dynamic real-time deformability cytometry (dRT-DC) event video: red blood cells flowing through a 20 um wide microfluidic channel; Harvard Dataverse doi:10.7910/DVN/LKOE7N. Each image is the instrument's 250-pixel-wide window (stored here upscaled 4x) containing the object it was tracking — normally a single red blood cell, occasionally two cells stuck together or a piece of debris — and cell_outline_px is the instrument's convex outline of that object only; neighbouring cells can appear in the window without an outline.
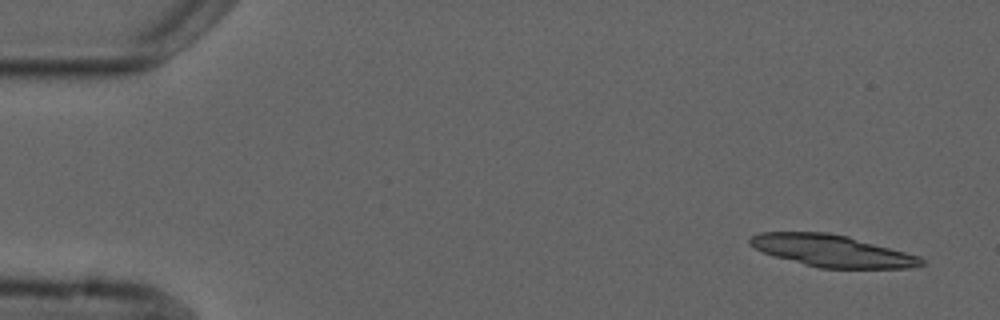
{"species": "common noctule bat (a hibernating species)", "species_latin": "Nyctalus noctula", "temperature_condition": "cold", "stored_images_in_passage": 5, "camera_frame_rate_fps": 3000, "um_per_image_px": 0.085, "animal": {"sex": "male", "forearm_length_mm": 52.5}, "frame": {"image": 1, "passage_image": 1, "time_ms": 0.0, "image_size_px": [1000, 320], "cell_outline_px": [[924, 264], [908, 268], [820, 268], [804, 264], [776, 256], [764, 252], [748, 244], [748, 240], [752, 236], [760, 232], [828, 232], [848, 236], [920, 256], [924, 260]], "centroid_in_image_um": [70.73, 21.31], "position_along_channel_um": 14.3, "area_um2": 31.56}}
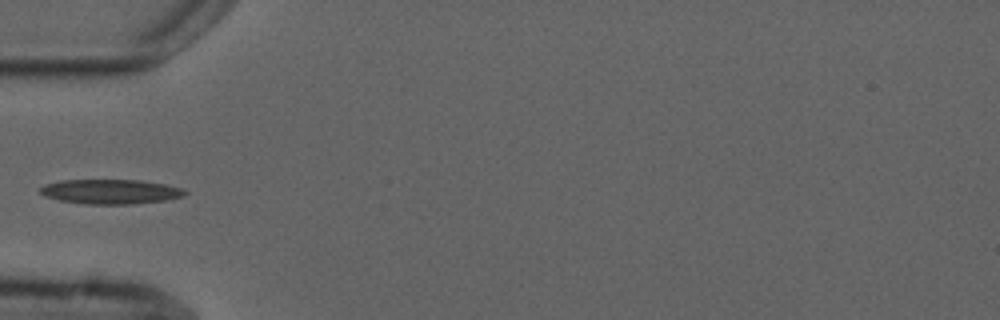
{"frame": {"image": 2, "passage_image": 5, "time_ms": 5.0, "image_size_px": [1000, 320], "cell_outline_px": [[188, 192], [184, 196], [164, 200], [132, 204], [88, 204], [60, 200], [44, 196], [40, 192], [40, 188], [44, 184], [60, 180], [140, 180], [164, 184], [180, 188]], "centroid_in_image_um": [9.37, 16.28], "position_along_channel_um": 75.6, "area_um2": 20.63}}